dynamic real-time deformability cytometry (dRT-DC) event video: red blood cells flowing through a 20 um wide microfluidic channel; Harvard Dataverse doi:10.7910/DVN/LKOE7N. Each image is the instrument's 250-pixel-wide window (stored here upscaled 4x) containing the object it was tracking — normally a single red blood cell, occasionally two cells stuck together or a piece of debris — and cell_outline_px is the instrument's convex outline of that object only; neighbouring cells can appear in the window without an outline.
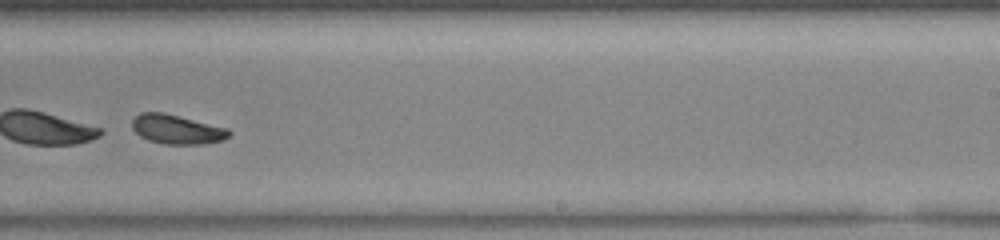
{"species": "common noctule bat (a hibernating species)", "species_latin": "Nyctalus noctula", "temperature_condition": "warm", "stored_images_in_passage": 49, "segment_of_instrument_passage": [2, 2], "camera_frame_rate_fps": 3000, "um_per_image_px": 0.085, "animal": {"sex": "female", "body_mass_g": 23.0, "forearm_length_mm": 53.4}, "frame": {"image": 1, "passage_image": 31, "time_ms": 10.0, "image_size_px": [1000, 240], "cell_outline_px": [[232, 132], [228, 136], [220, 140], [200, 144], [164, 144], [148, 140], [140, 136], [132, 128], [132, 120], [140, 112], [164, 112], [228, 128]], "centroid_in_image_um": [15.0, 10.98], "position_along_channel_um": 274.0, "area_um2": 16.47}}